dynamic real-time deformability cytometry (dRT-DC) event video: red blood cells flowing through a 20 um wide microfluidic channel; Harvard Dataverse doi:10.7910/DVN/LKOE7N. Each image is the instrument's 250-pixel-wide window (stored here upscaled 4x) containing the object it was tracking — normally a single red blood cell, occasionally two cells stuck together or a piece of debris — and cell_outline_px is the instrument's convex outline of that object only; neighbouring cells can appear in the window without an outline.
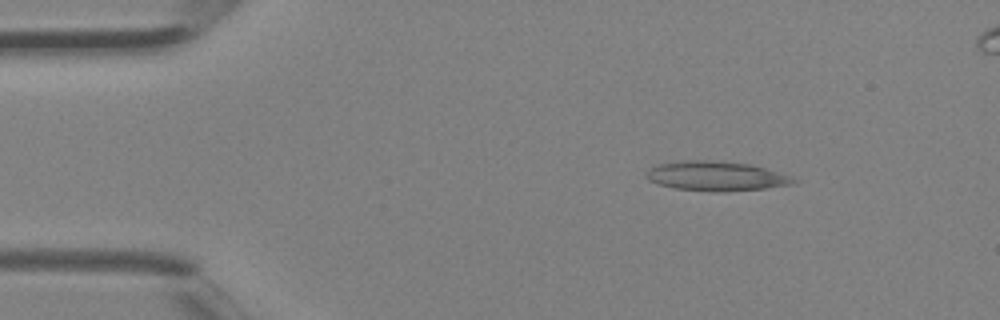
{"species": "Egyptian fruit bat (a non-hibernating species)", "species_latin": "Rousettus aegyptiacus", "temperature_condition": "room temperature", "stored_images_in_passage": 3, "camera_frame_rate_fps": 3000, "um_per_image_px": 0.085, "animal": {"sex": "female"}, "frame": {"image": 1, "passage_image": 1, "time_ms": 0.0, "image_size_px": [1000, 320], "cell_outline_px": [[800, 180], [796, 184], [768, 188], [724, 192], [716, 192], [676, 188], [660, 184], [648, 180], [644, 176], [644, 172], [648, 168], [656, 164], [680, 160], [712, 160], [752, 164], [792, 176]], "centroid_in_image_um": [60.89, 14.96], "position_along_channel_um": 24.1, "area_um2": 25.89}}